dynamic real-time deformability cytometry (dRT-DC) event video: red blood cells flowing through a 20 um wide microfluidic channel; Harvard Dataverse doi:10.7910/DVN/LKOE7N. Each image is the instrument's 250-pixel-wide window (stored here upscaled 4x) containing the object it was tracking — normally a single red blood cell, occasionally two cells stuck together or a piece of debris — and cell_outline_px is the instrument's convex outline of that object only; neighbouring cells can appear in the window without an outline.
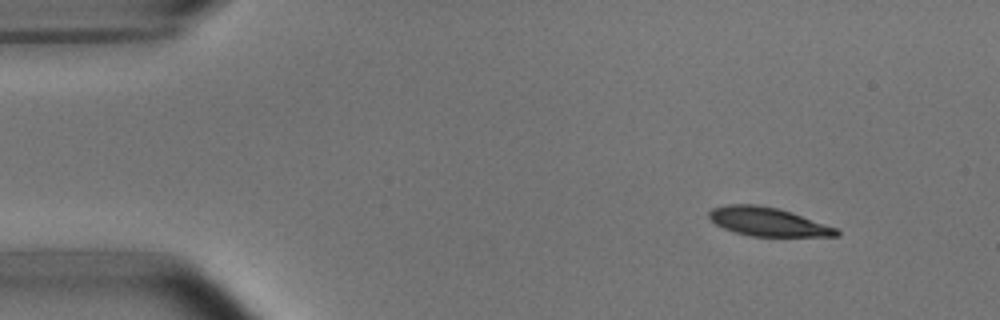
{"species": "common noctule bat (a hibernating species)", "species_latin": "Nyctalus noctula", "temperature_condition": "room temperature", "stored_images_in_passage": 48, "camera_frame_rate_fps": 3000, "um_per_image_px": 0.085, "animal": {"sex": "male", "body_mass_g": 15.6}, "frame": {"image": 1, "passage_image": 1, "time_ms": 0.0, "image_size_px": [1000, 320], "cell_outline_px": [[840, 236], [752, 236], [736, 232], [724, 228], [716, 224], [708, 216], [708, 212], [712, 208], [728, 204], [756, 204], [776, 208], [792, 212], [836, 228], [840, 232]], "centroid_in_image_um": [65.26, 18.84], "position_along_channel_um": 19.7, "area_um2": 21.04}}
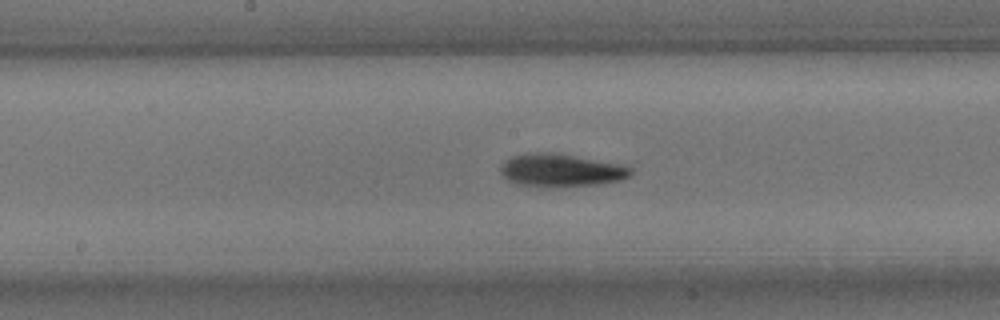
{"frame": {"image": 2, "passage_image": 22, "time_ms": 7.0, "image_size_px": [1000, 320], "cell_outline_px": [[632, 172], [628, 176], [620, 180], [600, 184], [552, 188], [548, 188], [516, 184], [508, 180], [500, 172], [500, 164], [512, 156], [536, 152], [552, 152], [616, 164], [632, 168]], "centroid_in_image_um": [47.61, 14.5], "position_along_channel_um": 200.6, "area_um2": 24.85}}
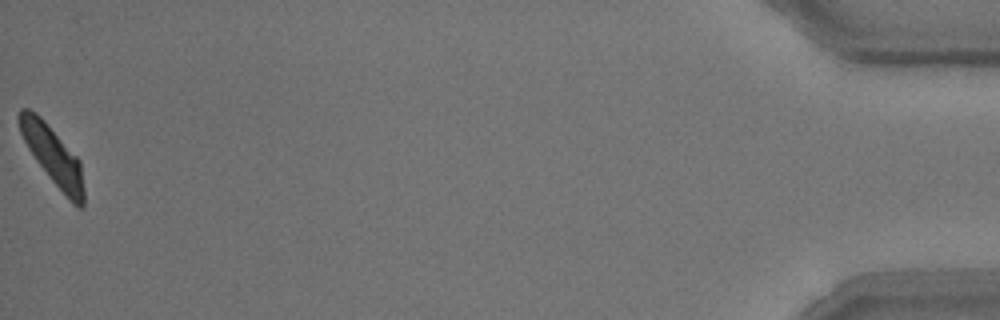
{"frame": {"image": 3, "passage_image": 48, "time_ms": 15.667, "image_size_px": [1000, 320], "cell_outline_px": [[84, 204], [80, 208], [76, 208], [68, 200], [36, 160], [28, 148], [20, 132], [16, 120], [16, 116], [20, 108], [28, 108], [36, 112], [44, 120], [80, 160], [84, 188]], "centroid_in_image_um": [4.47, 13.21], "position_along_channel_um": 430.7, "area_um2": 22.02}, "authors_computed_cell_mechanics": {"area_um2": 23.2067, "velocity_mm_per_s": 3.7742, "shape_relaxation_time_tau1_ms": 3.1151, "shape_relaxation_time_tau2_ms": 4.8746, "deformation_change_tau1": 0.1194, "deformation_change_tau2": 0.1134}}